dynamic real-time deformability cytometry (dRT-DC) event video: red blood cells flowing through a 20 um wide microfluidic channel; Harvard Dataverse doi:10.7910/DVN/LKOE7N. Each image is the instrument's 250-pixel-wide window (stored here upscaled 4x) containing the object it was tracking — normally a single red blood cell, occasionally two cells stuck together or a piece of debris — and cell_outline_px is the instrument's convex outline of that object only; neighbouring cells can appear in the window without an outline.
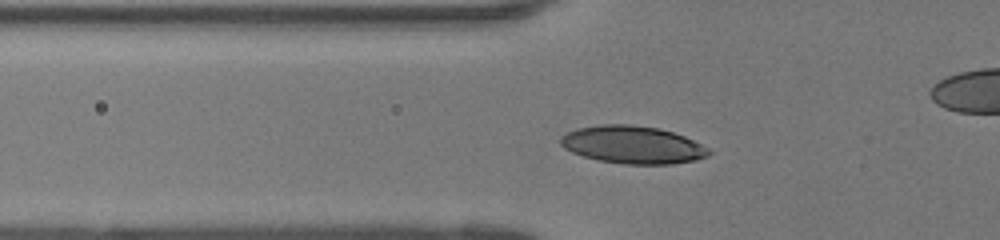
{"species": "human", "species_latin": "Homo sapiens", "temperature_condition": "room temperature", "stored_images_in_passage": 42, "camera_frame_rate_fps": 3000, "um_per_image_px": 0.085, "donor": {"sex": "female"}, "frame": {"image": 1, "passage_image": 10, "time_ms": 3.0, "image_size_px": [1000, 240], "cell_outline_px": [[712, 152], [708, 156], [696, 160], [672, 164], [624, 164], [600, 160], [584, 156], [572, 152], [564, 148], [560, 144], [560, 136], [576, 128], [600, 124], [632, 124], [660, 128], [684, 136], [708, 148]], "centroid_in_image_um": [53.77, 12.3], "position_along_channel_um": 72.0, "area_um2": 32.6}}
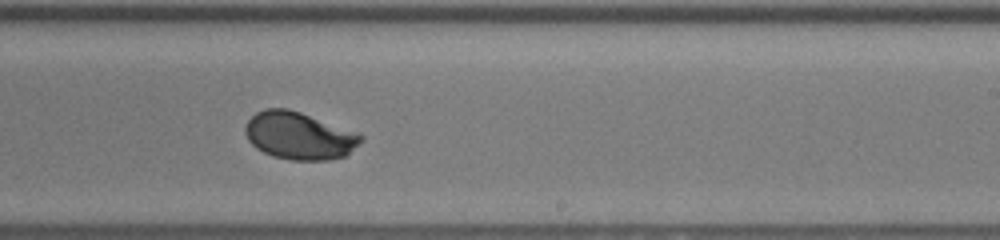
{"frame": {"image": 2, "passage_image": 24, "time_ms": 7.667, "image_size_px": [1000, 240], "cell_outline_px": [[364, 140], [344, 156], [328, 160], [288, 160], [272, 156], [256, 148], [248, 140], [244, 132], [244, 128], [248, 120], [256, 112], [264, 108], [288, 108], [360, 132], [364, 136]], "centroid_in_image_um": [25.44, 11.53], "position_along_channel_um": 263.6, "area_um2": 32.31}}
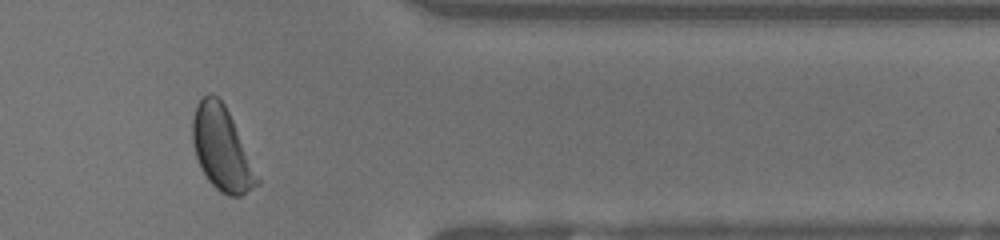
{"frame": {"image": 3, "passage_image": 34, "time_ms": 11.0, "image_size_px": [1000, 240], "cell_outline_px": [[260, 184], [240, 196], [228, 196], [220, 192], [208, 180], [200, 168], [196, 156], [192, 140], [192, 120], [196, 104], [208, 92], [212, 92], [224, 104], [232, 120], [260, 180]], "centroid_in_image_um": [18.82, 12.65], "position_along_channel_um": 392.6, "area_um2": 31.1}, "authors_computed_cell_mechanics": {"area_um2": 31.6744, "velocity_mm_per_s": 4.1544, "shape_relaxation_time_tau1_ms": 2.6664, "shape_relaxation_time_tau2_ms": null, "deformation_change_tau1": 0.1688, "deformation_change_tau2": null}}